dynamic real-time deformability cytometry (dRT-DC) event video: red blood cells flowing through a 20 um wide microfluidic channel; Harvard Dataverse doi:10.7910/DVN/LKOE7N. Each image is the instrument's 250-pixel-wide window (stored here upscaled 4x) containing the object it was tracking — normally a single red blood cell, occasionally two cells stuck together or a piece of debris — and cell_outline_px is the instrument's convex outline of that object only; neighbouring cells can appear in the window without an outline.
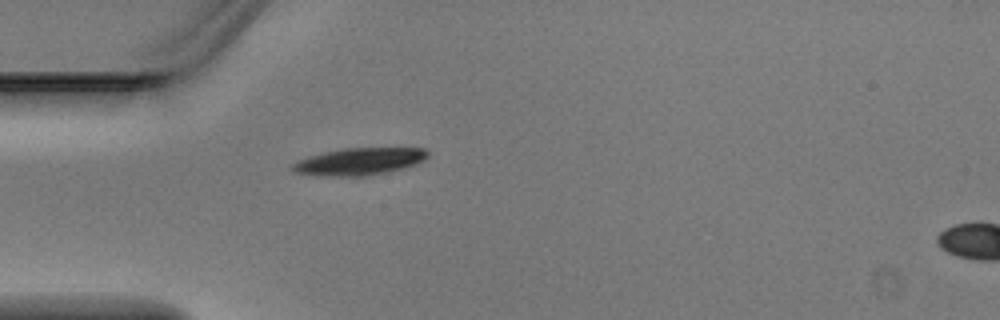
{"species": "Egyptian fruit bat (a non-hibernating species)", "species_latin": "Rousettus aegyptiacus", "temperature_condition": "warm", "stored_images_in_passage": 2, "segment_of_instrument_passage": [1, 2], "camera_frame_rate_fps": 3000, "um_per_image_px": 0.085, "animal": {"sex": "male"}, "frame": {"image": 1, "passage_image": 1, "time_ms": 0.0, "image_size_px": [1000, 320], "cell_outline_px": [[428, 156], [424, 160], [416, 164], [388, 172], [364, 176], [320, 176], [292, 172], [288, 168], [288, 164], [308, 156], [324, 152], [344, 148], [424, 148], [428, 152]], "centroid_in_image_um": [30.45, 13.73], "position_along_channel_um": 54.5, "area_um2": 21.68}}